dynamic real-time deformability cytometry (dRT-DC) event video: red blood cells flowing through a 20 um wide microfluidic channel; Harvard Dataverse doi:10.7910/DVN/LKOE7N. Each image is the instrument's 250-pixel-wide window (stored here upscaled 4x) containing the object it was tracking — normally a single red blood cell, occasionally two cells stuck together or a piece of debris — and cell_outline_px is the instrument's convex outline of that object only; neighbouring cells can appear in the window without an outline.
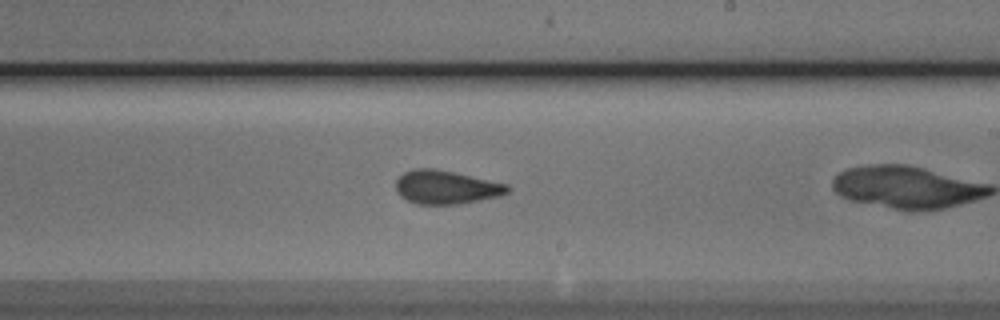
{"species": "Egyptian fruit bat (a non-hibernating species)", "species_latin": "Rousettus aegyptiacus", "temperature_condition": "cold", "stored_images_in_passage": 24, "camera_frame_rate_fps": 3000, "um_per_image_px": 0.085, "animal": {"sex": "male"}, "frame": {"image": 1, "passage_image": 17, "time_ms": 5.333, "image_size_px": [1000, 320], "cell_outline_px": [[512, 188], [508, 192], [500, 196], [460, 204], [416, 204], [400, 196], [396, 192], [396, 180], [404, 172], [416, 168], [436, 168], [508, 184]], "centroid_in_image_um": [37.93, 15.91], "position_along_channel_um": 251.1, "area_um2": 21.96}}